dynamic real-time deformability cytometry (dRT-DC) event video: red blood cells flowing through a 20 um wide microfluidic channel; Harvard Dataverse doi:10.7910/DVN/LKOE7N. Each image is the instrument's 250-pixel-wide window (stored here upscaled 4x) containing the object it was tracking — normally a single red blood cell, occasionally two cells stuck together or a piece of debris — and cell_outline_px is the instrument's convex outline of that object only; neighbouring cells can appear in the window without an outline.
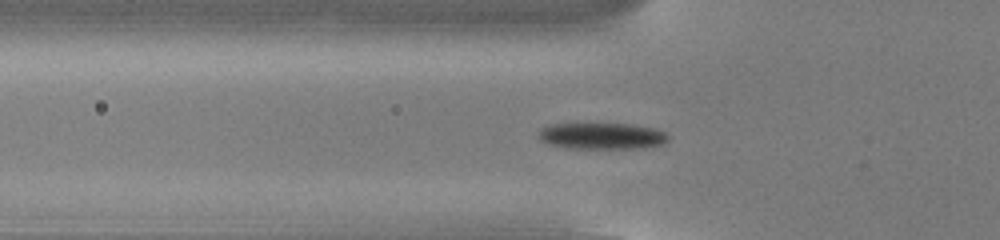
{"species": "common noctule bat (a hibernating species)", "species_latin": "Nyctalus noctula", "temperature_condition": "cold", "stored_images_in_passage": 54, "camera_frame_rate_fps": 3000, "um_per_image_px": 0.085, "animal": {"sex": "male", "body_mass_g": 13.0, "forearm_length_mm": 53.1}, "frame": {"image": 1, "passage_image": 18, "time_ms": 5.667, "image_size_px": [1000, 240], "cell_outline_px": [[668, 140], [664, 144], [644, 148], [568, 148], [548, 144], [540, 140], [540, 128], [552, 124], [632, 124], [656, 128], [664, 132], [668, 136]], "centroid_in_image_um": [51.2, 11.56], "position_along_channel_um": 74.6, "area_um2": 19.94}}
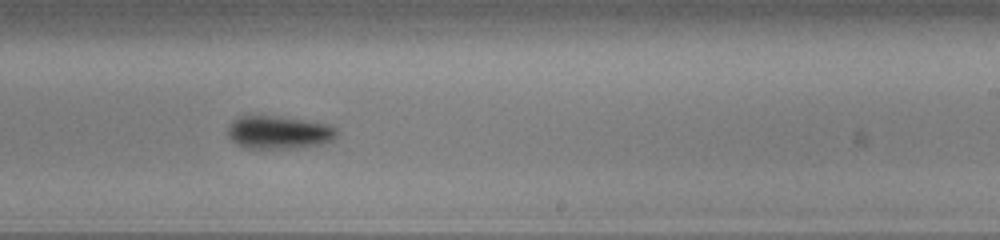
{"frame": {"image": 2, "passage_image": 33, "time_ms": 10.667, "image_size_px": [1000, 240], "cell_outline_px": [[336, 136], [332, 140], [324, 144], [292, 148], [244, 148], [236, 144], [228, 136], [228, 124], [236, 116], [276, 116], [328, 124], [336, 128]], "centroid_in_image_um": [23.66, 11.25], "position_along_channel_um": 265.3, "area_um2": 20.98}}
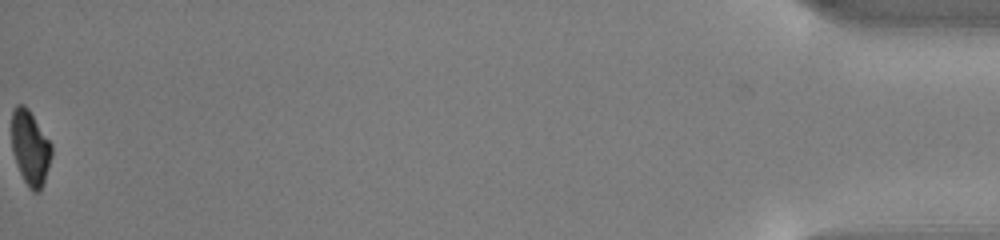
{"frame": {"image": 3, "passage_image": 54, "time_ms": 17.667, "image_size_px": [1000, 240], "cell_outline_px": [[52, 156], [40, 192], [32, 192], [28, 188], [16, 164], [12, 152], [12, 108], [16, 104], [24, 104], [28, 108], [52, 144]], "centroid_in_image_um": [2.56, 12.55], "position_along_channel_um": 432.6, "area_um2": 17.51}, "authors_computed_cell_mechanics": {"area_um2": 19.3919, "velocity_mm_per_s": 3.8083, "shape_relaxation_time_tau1_ms": 1.5771, "shape_relaxation_time_tau2_ms": null, "deformation_change_tau1": 0.1261, "deformation_change_tau2": null}}